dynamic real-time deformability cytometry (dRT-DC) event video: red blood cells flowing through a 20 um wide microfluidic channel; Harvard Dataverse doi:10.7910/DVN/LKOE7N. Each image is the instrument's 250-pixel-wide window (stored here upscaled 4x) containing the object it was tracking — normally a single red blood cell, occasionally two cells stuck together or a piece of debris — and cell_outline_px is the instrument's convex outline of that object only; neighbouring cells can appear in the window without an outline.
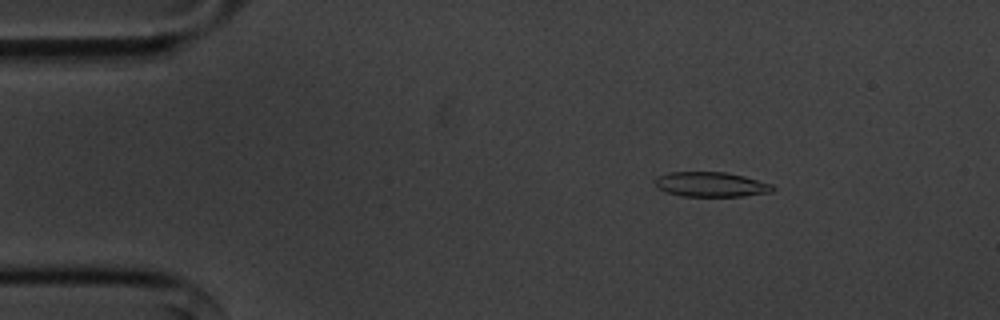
{"species": "common noctule bat (a hibernating species)", "species_latin": "Nyctalus noctula", "temperature_condition": "cold", "stored_images_in_passage": 54, "camera_frame_rate_fps": 3000, "um_per_image_px": 0.085, "animal": {"sex": "male", "body_mass_g": 20.1, "forearm_length_mm": 53.5}, "frame": {"image": 1, "passage_image": 7, "time_ms": 2.0, "image_size_px": [1000, 320], "cell_outline_px": [[776, 188], [772, 192], [744, 196], [684, 196], [668, 192], [660, 188], [656, 184], [656, 176], [668, 172], [724, 172], [744, 176], [772, 184]], "centroid_in_image_um": [60.48, 15.67], "position_along_channel_um": 24.5, "area_um2": 16.88}}
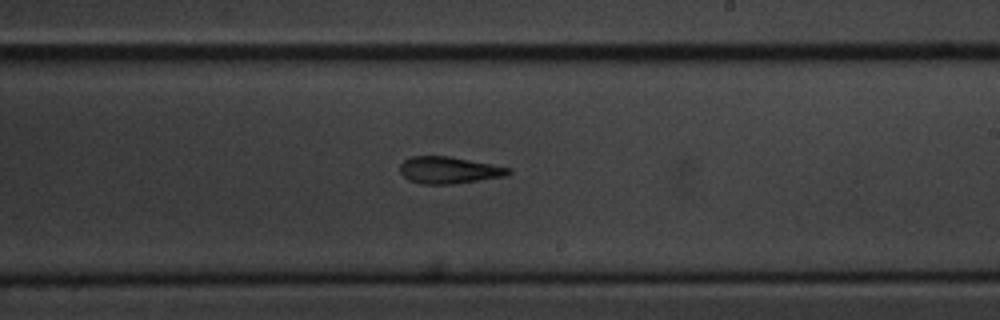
{"frame": {"image": 2, "passage_image": 31, "time_ms": 10.0, "image_size_px": [1000, 320], "cell_outline_px": [[512, 172], [504, 176], [452, 184], [424, 184], [408, 180], [400, 172], [400, 164], [404, 160], [412, 156], [448, 156], [508, 168]], "centroid_in_image_um": [38.08, 14.46], "position_along_channel_um": 250.9, "area_um2": 16.59}}
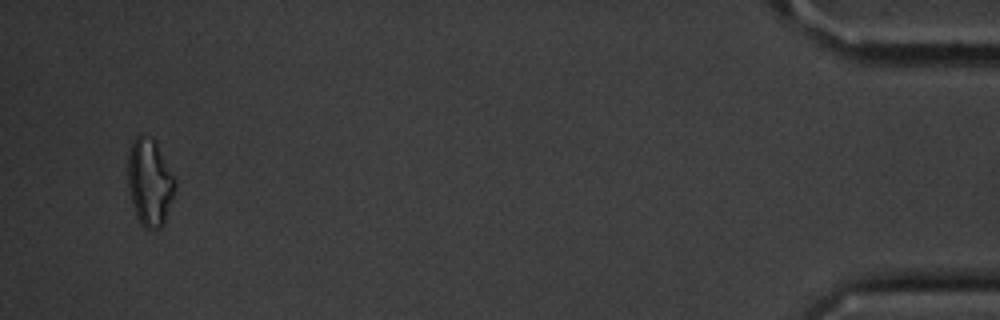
{"frame": {"image": 3, "passage_image": 52, "time_ms": 17.0, "image_size_px": [1000, 320], "cell_outline_px": [[176, 188], [164, 224], [160, 228], [144, 228], [136, 216], [128, 188], [128, 156], [132, 144], [136, 136], [140, 136], [152, 140], [156, 144], [176, 180]], "centroid_in_image_um": [12.73, 15.56], "position_along_channel_um": 422.5, "area_um2": 23.47}, "authors_computed_cell_mechanics": {"area_um2": 17.6868, "velocity_mm_per_s": 3.6066, "shape_relaxation_time_tau1_ms": 9.4107, "shape_relaxation_time_tau2_ms": 6.7143, "deformation_change_tau1": 0.2155, "deformation_change_tau2": 0.1804}}